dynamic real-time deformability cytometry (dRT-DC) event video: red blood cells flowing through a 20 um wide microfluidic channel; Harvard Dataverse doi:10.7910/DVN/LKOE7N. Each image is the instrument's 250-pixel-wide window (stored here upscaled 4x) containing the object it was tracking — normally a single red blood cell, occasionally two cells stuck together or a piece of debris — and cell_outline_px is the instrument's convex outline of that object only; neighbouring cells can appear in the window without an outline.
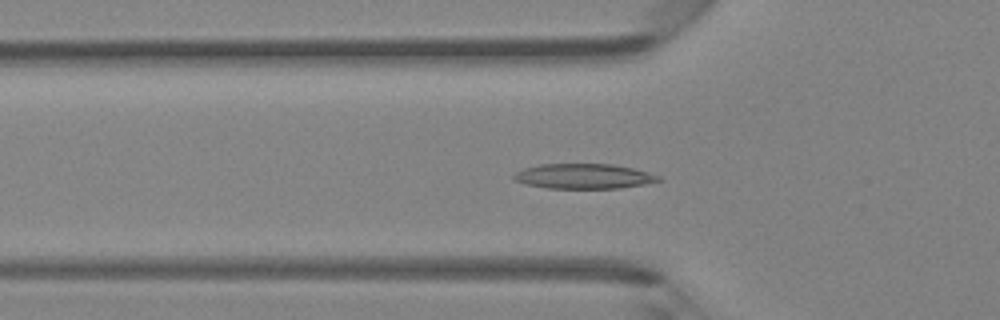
{"species": "Egyptian fruit bat (a non-hibernating species)", "species_latin": "Rousettus aegyptiacus", "temperature_condition": "room temperature", "stored_images_in_passage": 46, "camera_frame_rate_fps": 3000, "um_per_image_px": 0.085, "animal": {"sex": "female"}, "frame": {"image": 1, "passage_image": 15, "time_ms": 4.667, "image_size_px": [1000, 320], "cell_outline_px": [[664, 180], [644, 184], [620, 188], [548, 188], [528, 184], [512, 180], [512, 176], [516, 172], [524, 168], [540, 164], [612, 164], [632, 168], [648, 172], [660, 176]], "centroid_in_image_um": [49.62, 14.98], "position_along_channel_um": 76.2, "area_um2": 21.04}}
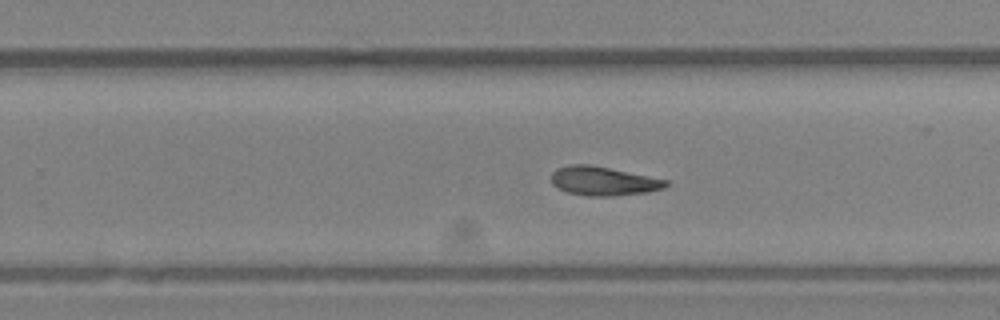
{"frame": {"image": 2, "passage_image": 29, "time_ms": 9.333, "image_size_px": [1000, 320], "cell_outline_px": [[668, 184], [664, 188], [648, 192], [612, 196], [584, 196], [568, 192], [552, 184], [552, 172], [556, 168], [568, 164], [588, 164], [668, 180]], "centroid_in_image_um": [51.26, 15.39], "position_along_channel_um": 278.5, "area_um2": 19.19}}
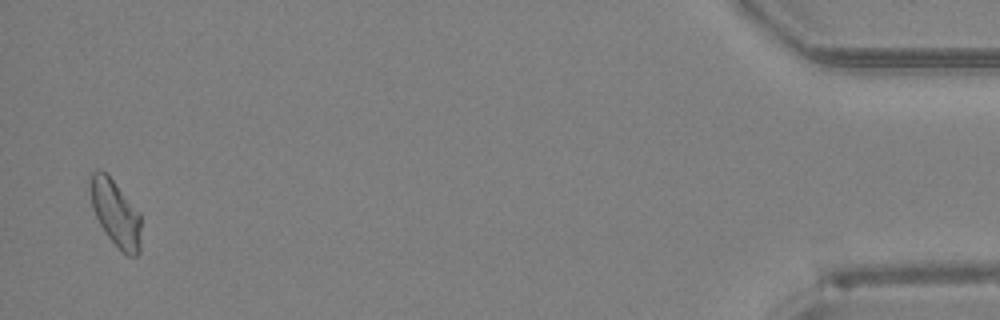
{"frame": {"image": 3, "passage_image": 45, "time_ms": 14.667, "image_size_px": [1000, 320], "cell_outline_px": [[140, 252], [136, 256], [128, 256], [108, 236], [100, 224], [96, 216], [92, 204], [88, 184], [88, 176], [96, 168], [104, 172], [112, 180], [140, 212]], "centroid_in_image_um": [9.8, 18.08], "position_along_channel_um": 425.4, "area_um2": 19.42}, "authors_computed_cell_mechanics": {"area_um2": 19.5364, "velocity_mm_per_s": 4.3411, "shape_relaxation_time_tau1_ms": 3.6917, "shape_relaxation_time_tau2_ms": 4.8123, "deformation_change_tau1": 0.1222, "deformation_change_tau2": 0.1386}}